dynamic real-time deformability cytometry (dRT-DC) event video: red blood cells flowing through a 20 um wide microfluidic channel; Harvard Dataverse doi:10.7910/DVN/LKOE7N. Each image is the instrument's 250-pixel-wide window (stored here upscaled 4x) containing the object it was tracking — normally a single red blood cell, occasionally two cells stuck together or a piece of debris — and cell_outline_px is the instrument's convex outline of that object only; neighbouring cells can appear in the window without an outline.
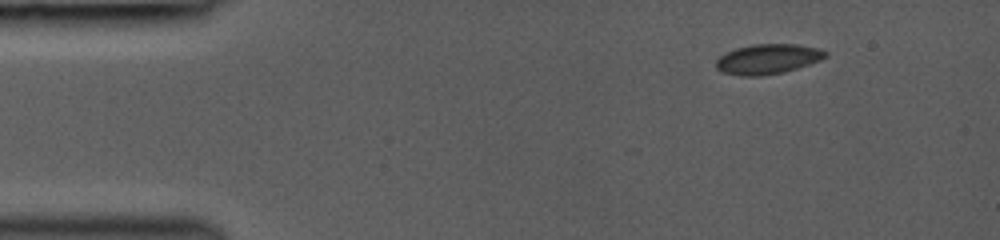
{"species": "common noctule bat (a hibernating species)", "species_latin": "Nyctalus noctula", "temperature_condition": "room temperature", "stored_images_in_passage": 40, "camera_frame_rate_fps": 3000, "um_per_image_px": 0.085, "animal": {"sex": "female", "body_mass_g": 19.0, "forearm_length_mm": 53.3}, "frame": {"image": 1, "passage_image": 1, "time_ms": 0.0, "image_size_px": [1000, 240], "cell_outline_px": [[828, 56], [820, 60], [784, 72], [760, 76], [740, 76], [724, 72], [716, 68], [716, 60], [720, 56], [736, 48], [752, 44], [796, 44], [820, 48], [828, 52]], "centroid_in_image_um": [65.28, 5.01], "position_along_channel_um": 19.7, "area_um2": 19.07}}
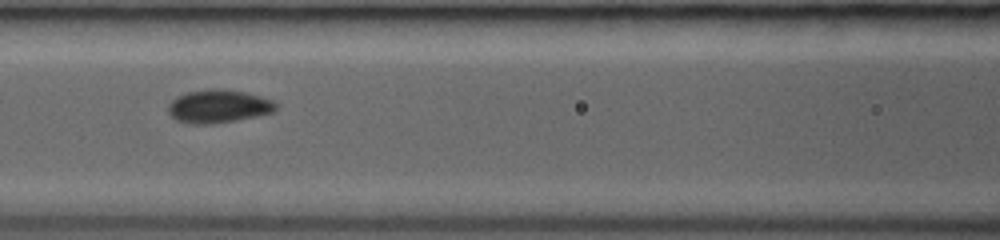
{"frame": {"image": 2, "passage_image": 16, "time_ms": 5.0, "image_size_px": [1000, 240], "cell_outline_px": [[276, 108], [272, 112], [256, 116], [236, 120], [212, 124], [192, 124], [176, 120], [168, 112], [168, 104], [176, 96], [188, 92], [208, 88], [216, 88], [244, 92], [260, 96], [272, 100], [276, 104]], "centroid_in_image_um": [18.53, 9.03], "position_along_channel_um": 148.1, "area_um2": 20.75}}
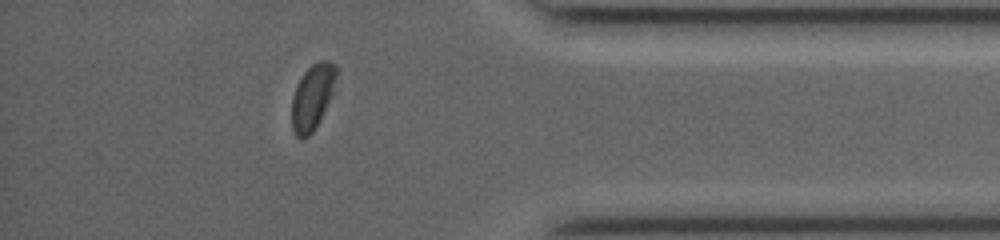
{"frame": {"image": 3, "passage_image": 35, "time_ms": 11.333, "image_size_px": [1000, 240], "cell_outline_px": [[340, 68], [332, 96], [320, 120], [312, 132], [308, 136], [300, 140], [296, 136], [292, 128], [292, 96], [296, 84], [304, 72], [312, 64], [320, 60], [328, 60]], "centroid_in_image_um": [26.58, 8.21], "position_along_channel_um": 408.6, "area_um2": 17.4}, "authors_computed_cell_mechanics": {"area_um2": 19.1029, "velocity_mm_per_s": 4.3164, "shape_relaxation_time_tau1_ms": 2.1176, "shape_relaxation_time_tau2_ms": null, "deformation_change_tau1": 0.0919, "deformation_change_tau2": null}}